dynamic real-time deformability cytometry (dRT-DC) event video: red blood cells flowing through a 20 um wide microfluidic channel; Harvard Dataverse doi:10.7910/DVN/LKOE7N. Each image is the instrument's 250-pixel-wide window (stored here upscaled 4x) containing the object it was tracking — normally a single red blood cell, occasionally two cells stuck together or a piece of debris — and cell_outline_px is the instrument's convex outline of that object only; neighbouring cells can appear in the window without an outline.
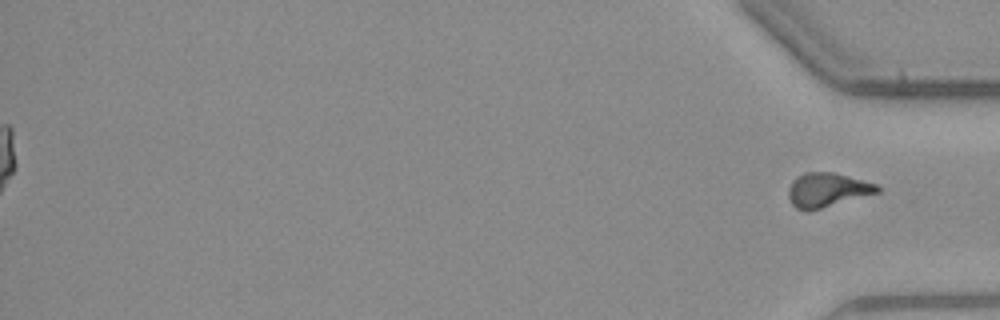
{"species": "common noctule bat (a hibernating species)", "species_latin": "Nyctalus noctula", "temperature_condition": "warm", "stored_images_in_passage": 56, "segment_of_instrument_passage": [2, 2], "camera_frame_rate_fps": 3000, "um_per_image_px": 0.085, "animal": {"sex": "male", "body_mass_g": 23.1, "forearm_length_mm": 52.7}, "frame": {"image": 1, "passage_image": 56, "time_ms": 18.333, "image_size_px": [1000, 320], "cell_outline_px": [[880, 192], [808, 212], [796, 208], [792, 204], [788, 196], [788, 188], [792, 180], [796, 176], [804, 172], [832, 172], [880, 184]], "centroid_in_image_um": [70.31, 16.14], "position_along_channel_um": 364.9, "area_um2": 17.98}}